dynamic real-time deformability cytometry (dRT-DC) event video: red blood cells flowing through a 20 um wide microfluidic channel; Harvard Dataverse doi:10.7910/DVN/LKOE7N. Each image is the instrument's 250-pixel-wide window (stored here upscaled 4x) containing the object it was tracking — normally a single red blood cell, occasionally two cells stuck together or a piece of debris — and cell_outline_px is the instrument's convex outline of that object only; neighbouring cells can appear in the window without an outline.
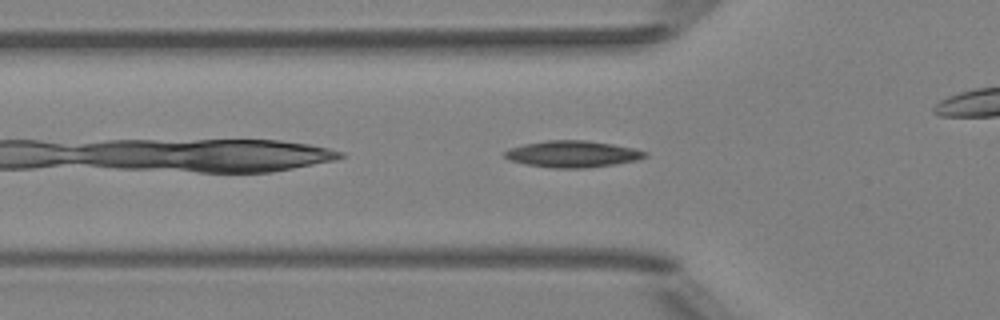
{"species": "Egyptian fruit bat (a non-hibernating species)", "species_latin": "Rousettus aegyptiacus", "temperature_condition": "room temperature", "stored_images_in_passage": 30, "camera_frame_rate_fps": 3000, "um_per_image_px": 0.085, "animal": {"sex": "female"}, "frame": {"image": 1, "passage_image": 5, "time_ms": 1.333, "image_size_px": [1000, 320], "cell_outline_px": [[648, 156], [636, 160], [612, 164], [584, 168], [552, 168], [524, 164], [508, 160], [504, 156], [504, 152], [508, 148], [524, 144], [548, 140], [588, 140], [612, 144], [632, 148], [648, 152]], "centroid_in_image_um": [48.62, 13.09], "position_along_channel_um": 77.2, "area_um2": 21.73}}
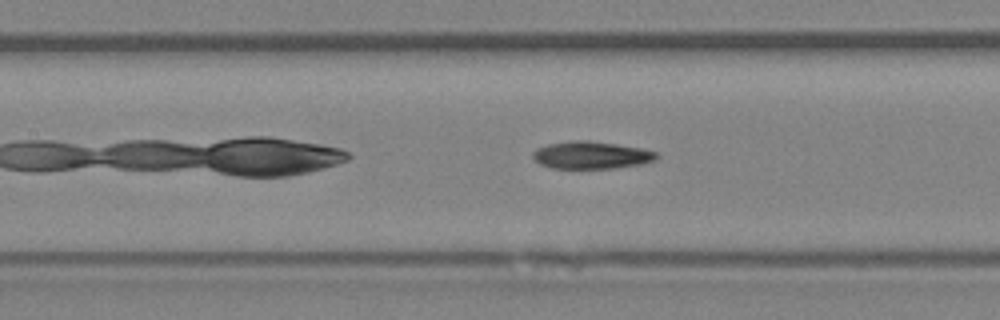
{"frame": {"image": 2, "passage_image": 11, "time_ms": 3.333, "image_size_px": [1000, 320], "cell_outline_px": [[660, 156], [656, 160], [644, 164], [616, 168], [552, 168], [540, 164], [532, 156], [532, 152], [536, 148], [548, 144], [572, 140], [588, 140], [616, 144], [640, 148], [656, 152]], "centroid_in_image_um": [50.28, 13.18], "position_along_channel_um": 157.1, "area_um2": 19.88}}
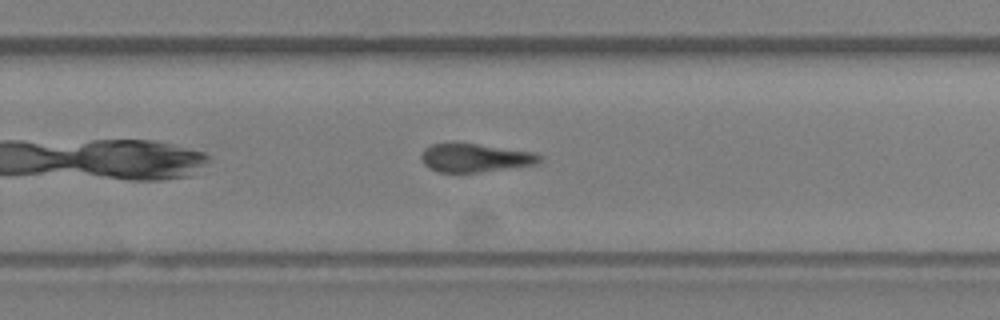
{"frame": {"image": 3, "passage_image": 21, "time_ms": 6.667, "image_size_px": [1000, 320], "cell_outline_px": [[544, 160], [540, 164], [480, 172], [436, 172], [428, 168], [420, 160], [420, 156], [424, 148], [432, 144], [452, 140], [536, 152], [544, 156]], "centroid_in_image_um": [40.39, 13.38], "position_along_channel_um": 289.4, "area_um2": 20.63}}